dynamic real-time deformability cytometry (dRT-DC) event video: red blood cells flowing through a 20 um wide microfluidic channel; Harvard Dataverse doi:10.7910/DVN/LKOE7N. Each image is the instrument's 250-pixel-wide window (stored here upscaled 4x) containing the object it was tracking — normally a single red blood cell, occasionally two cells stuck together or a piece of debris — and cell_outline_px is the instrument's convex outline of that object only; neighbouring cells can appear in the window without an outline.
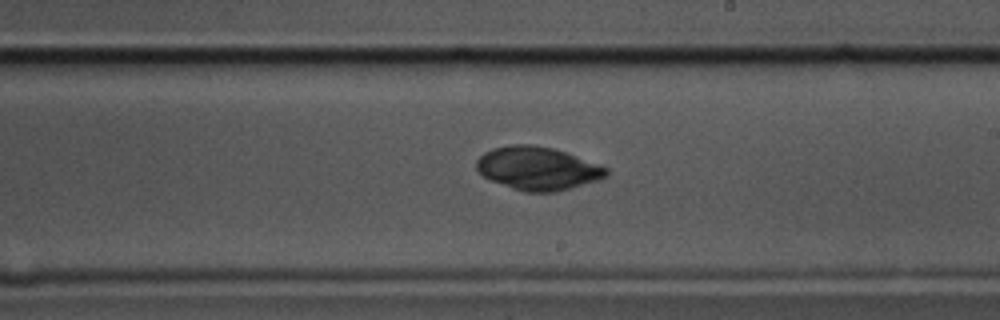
{"species": "common noctule bat (a hibernating species)", "species_latin": "Nyctalus noctula", "temperature_condition": "cold", "stored_images_in_passage": 48, "camera_frame_rate_fps": 3000, "um_per_image_px": 0.085, "animal": {"sex": "male", "body_mass_g": 17.5, "forearm_length_mm": 52.3}, "frame": {"image": 1, "passage_image": 24, "time_ms": 7.667, "image_size_px": [1000, 320], "cell_outline_px": [[608, 176], [596, 180], [556, 192], [524, 192], [512, 188], [492, 180], [484, 176], [476, 168], [476, 160], [484, 152], [492, 148], [512, 144], [532, 144], [552, 148], [600, 164], [608, 168]], "centroid_in_image_um": [45.69, 14.3], "position_along_channel_um": 243.3, "area_um2": 32.48}}
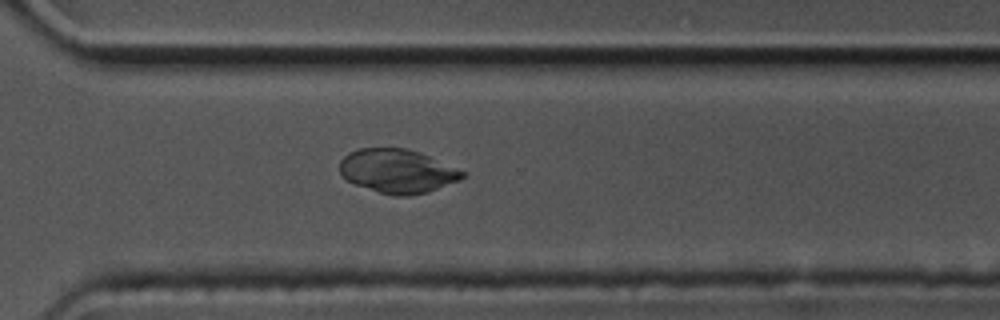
{"frame": {"image": 2, "passage_image": 32, "time_ms": 10.333, "image_size_px": [1000, 320], "cell_outline_px": [[464, 176], [460, 180], [428, 192], [408, 196], [392, 196], [356, 184], [348, 180], [340, 172], [340, 160], [348, 152], [360, 148], [408, 148], [420, 152], [456, 168], [464, 172]], "centroid_in_image_um": [33.77, 14.54], "position_along_channel_um": 336.8, "area_um2": 31.15}}
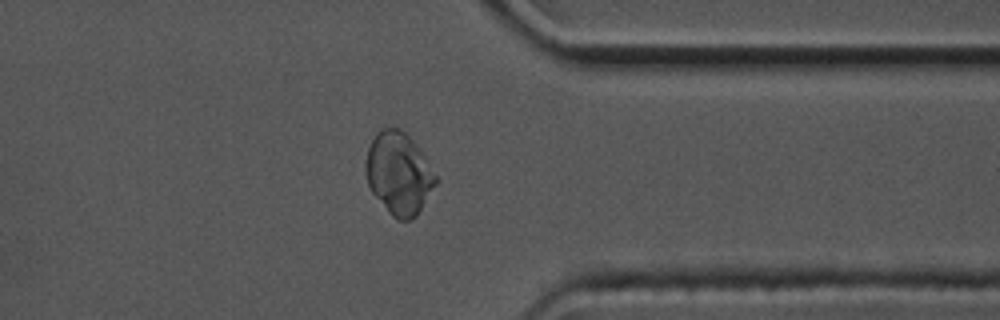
{"frame": {"image": 3, "passage_image": 36, "time_ms": 11.667, "image_size_px": [1000, 320], "cell_outline_px": [[440, 180], [416, 216], [412, 220], [396, 220], [388, 212], [372, 192], [368, 184], [364, 172], [364, 164], [368, 148], [376, 132], [380, 128], [400, 128], [420, 148]], "centroid_in_image_um": [33.91, 14.74], "position_along_channel_um": 377.5, "area_um2": 33.99}}